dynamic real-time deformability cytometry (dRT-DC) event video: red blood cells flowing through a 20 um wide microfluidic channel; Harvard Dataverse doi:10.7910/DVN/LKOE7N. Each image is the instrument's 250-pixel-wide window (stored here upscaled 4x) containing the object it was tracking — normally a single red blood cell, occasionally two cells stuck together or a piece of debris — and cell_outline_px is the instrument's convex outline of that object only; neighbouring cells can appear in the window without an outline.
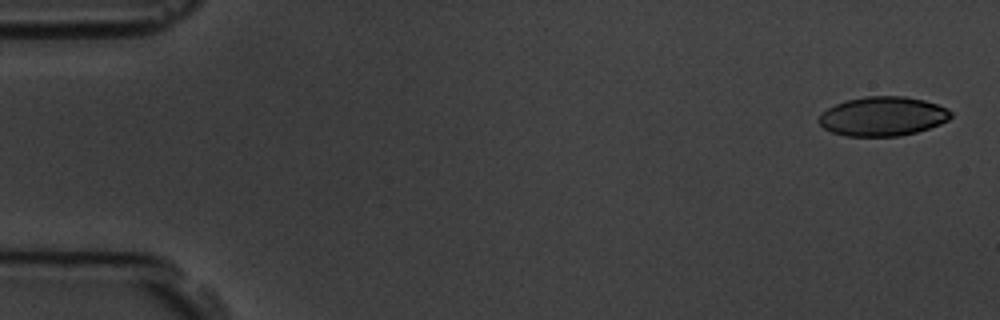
{"species": "common noctule bat (a hibernating species)", "species_latin": "Nyctalus noctula", "temperature_condition": "room temperature", "stored_images_in_passage": 6, "segment_of_instrument_passage": [1, 2], "camera_frame_rate_fps": 3000, "um_per_image_px": 0.085, "animal": {"sex": "male", "body_mass_g": 19.5, "forearm_length_mm": 54.6}, "frame": {"image": 1, "passage_image": 1, "time_ms": 0.0, "image_size_px": [1000, 320], "cell_outline_px": [[952, 116], [948, 120], [940, 124], [916, 132], [900, 136], [844, 136], [832, 132], [824, 128], [816, 120], [828, 108], [836, 104], [848, 100], [864, 96], [904, 96], [924, 100], [948, 108], [952, 112]], "centroid_in_image_um": [75.04, 9.89], "position_along_channel_um": 10.0, "area_um2": 30.17}}